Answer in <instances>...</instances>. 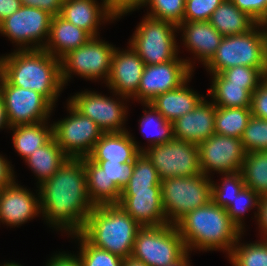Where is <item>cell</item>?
Here are the masks:
<instances>
[{"label": "cell", "instance_id": "cell-41", "mask_svg": "<svg viewBox=\"0 0 267 266\" xmlns=\"http://www.w3.org/2000/svg\"><path fill=\"white\" fill-rule=\"evenodd\" d=\"M246 153L267 151V119L252 116L241 137Z\"/></svg>", "mask_w": 267, "mask_h": 266}, {"label": "cell", "instance_id": "cell-6", "mask_svg": "<svg viewBox=\"0 0 267 266\" xmlns=\"http://www.w3.org/2000/svg\"><path fill=\"white\" fill-rule=\"evenodd\" d=\"M211 179L201 172L194 176L161 180L162 206L168 224L175 225L190 211L211 201Z\"/></svg>", "mask_w": 267, "mask_h": 266}, {"label": "cell", "instance_id": "cell-13", "mask_svg": "<svg viewBox=\"0 0 267 266\" xmlns=\"http://www.w3.org/2000/svg\"><path fill=\"white\" fill-rule=\"evenodd\" d=\"M111 93L118 98L84 90L69 97L68 102L82 115L94 121L103 133L128 131L124 126L128 116V106L124 103L128 98Z\"/></svg>", "mask_w": 267, "mask_h": 266}, {"label": "cell", "instance_id": "cell-16", "mask_svg": "<svg viewBox=\"0 0 267 266\" xmlns=\"http://www.w3.org/2000/svg\"><path fill=\"white\" fill-rule=\"evenodd\" d=\"M198 146L200 170L205 176L211 177L212 171L221 175L241 170L246 156L241 138L214 133Z\"/></svg>", "mask_w": 267, "mask_h": 266}, {"label": "cell", "instance_id": "cell-7", "mask_svg": "<svg viewBox=\"0 0 267 266\" xmlns=\"http://www.w3.org/2000/svg\"><path fill=\"white\" fill-rule=\"evenodd\" d=\"M129 44L145 65H156L178 57L177 25L145 15L137 25Z\"/></svg>", "mask_w": 267, "mask_h": 266}, {"label": "cell", "instance_id": "cell-23", "mask_svg": "<svg viewBox=\"0 0 267 266\" xmlns=\"http://www.w3.org/2000/svg\"><path fill=\"white\" fill-rule=\"evenodd\" d=\"M144 151L128 131L103 133L87 156L90 160L128 163Z\"/></svg>", "mask_w": 267, "mask_h": 266}, {"label": "cell", "instance_id": "cell-48", "mask_svg": "<svg viewBox=\"0 0 267 266\" xmlns=\"http://www.w3.org/2000/svg\"><path fill=\"white\" fill-rule=\"evenodd\" d=\"M45 266H82L78 254L66 253L65 251L55 253Z\"/></svg>", "mask_w": 267, "mask_h": 266}, {"label": "cell", "instance_id": "cell-57", "mask_svg": "<svg viewBox=\"0 0 267 266\" xmlns=\"http://www.w3.org/2000/svg\"><path fill=\"white\" fill-rule=\"evenodd\" d=\"M262 25H263L265 35H266V50H267V21L264 22Z\"/></svg>", "mask_w": 267, "mask_h": 266}, {"label": "cell", "instance_id": "cell-28", "mask_svg": "<svg viewBox=\"0 0 267 266\" xmlns=\"http://www.w3.org/2000/svg\"><path fill=\"white\" fill-rule=\"evenodd\" d=\"M208 22L223 37L247 33L258 24L247 13L240 11L231 0H224Z\"/></svg>", "mask_w": 267, "mask_h": 266}, {"label": "cell", "instance_id": "cell-19", "mask_svg": "<svg viewBox=\"0 0 267 266\" xmlns=\"http://www.w3.org/2000/svg\"><path fill=\"white\" fill-rule=\"evenodd\" d=\"M161 195V187H150V190L142 191H122L118 204L140 226H162L168 223Z\"/></svg>", "mask_w": 267, "mask_h": 266}, {"label": "cell", "instance_id": "cell-50", "mask_svg": "<svg viewBox=\"0 0 267 266\" xmlns=\"http://www.w3.org/2000/svg\"><path fill=\"white\" fill-rule=\"evenodd\" d=\"M258 229L261 232V237L267 238V196L261 197L258 214H257ZM263 233V234H262Z\"/></svg>", "mask_w": 267, "mask_h": 266}, {"label": "cell", "instance_id": "cell-8", "mask_svg": "<svg viewBox=\"0 0 267 266\" xmlns=\"http://www.w3.org/2000/svg\"><path fill=\"white\" fill-rule=\"evenodd\" d=\"M188 252L175 225L141 227L136 234L131 256L147 266H167Z\"/></svg>", "mask_w": 267, "mask_h": 266}, {"label": "cell", "instance_id": "cell-17", "mask_svg": "<svg viewBox=\"0 0 267 266\" xmlns=\"http://www.w3.org/2000/svg\"><path fill=\"white\" fill-rule=\"evenodd\" d=\"M29 190L14 181L0 191V223L15 228L42 215L39 192Z\"/></svg>", "mask_w": 267, "mask_h": 266}, {"label": "cell", "instance_id": "cell-24", "mask_svg": "<svg viewBox=\"0 0 267 266\" xmlns=\"http://www.w3.org/2000/svg\"><path fill=\"white\" fill-rule=\"evenodd\" d=\"M192 75L178 88L159 94L150 102L151 105L170 123L191 112L204 98L188 83Z\"/></svg>", "mask_w": 267, "mask_h": 266}, {"label": "cell", "instance_id": "cell-1", "mask_svg": "<svg viewBox=\"0 0 267 266\" xmlns=\"http://www.w3.org/2000/svg\"><path fill=\"white\" fill-rule=\"evenodd\" d=\"M37 188L42 217L49 227L68 235L79 233L94 207L88 196L83 158H68Z\"/></svg>", "mask_w": 267, "mask_h": 266}, {"label": "cell", "instance_id": "cell-30", "mask_svg": "<svg viewBox=\"0 0 267 266\" xmlns=\"http://www.w3.org/2000/svg\"><path fill=\"white\" fill-rule=\"evenodd\" d=\"M212 85L208 89L216 107L250 108L252 94L244 88V85L230 84L220 74H210Z\"/></svg>", "mask_w": 267, "mask_h": 266}, {"label": "cell", "instance_id": "cell-11", "mask_svg": "<svg viewBox=\"0 0 267 266\" xmlns=\"http://www.w3.org/2000/svg\"><path fill=\"white\" fill-rule=\"evenodd\" d=\"M69 116L53 122V138L69 158L87 157L103 131L89 117L78 112L68 101Z\"/></svg>", "mask_w": 267, "mask_h": 266}, {"label": "cell", "instance_id": "cell-20", "mask_svg": "<svg viewBox=\"0 0 267 266\" xmlns=\"http://www.w3.org/2000/svg\"><path fill=\"white\" fill-rule=\"evenodd\" d=\"M216 106L205 98L189 113L173 122L174 139L193 144L208 139L215 133Z\"/></svg>", "mask_w": 267, "mask_h": 266}, {"label": "cell", "instance_id": "cell-56", "mask_svg": "<svg viewBox=\"0 0 267 266\" xmlns=\"http://www.w3.org/2000/svg\"><path fill=\"white\" fill-rule=\"evenodd\" d=\"M0 266H22L21 264L15 263V262H5L3 265L0 264Z\"/></svg>", "mask_w": 267, "mask_h": 266}, {"label": "cell", "instance_id": "cell-35", "mask_svg": "<svg viewBox=\"0 0 267 266\" xmlns=\"http://www.w3.org/2000/svg\"><path fill=\"white\" fill-rule=\"evenodd\" d=\"M75 238L80 245L78 256L82 266H122L124 259L104 249L91 245L80 233H75Z\"/></svg>", "mask_w": 267, "mask_h": 266}, {"label": "cell", "instance_id": "cell-45", "mask_svg": "<svg viewBox=\"0 0 267 266\" xmlns=\"http://www.w3.org/2000/svg\"><path fill=\"white\" fill-rule=\"evenodd\" d=\"M109 14L116 20L146 6L147 0H105Z\"/></svg>", "mask_w": 267, "mask_h": 266}, {"label": "cell", "instance_id": "cell-37", "mask_svg": "<svg viewBox=\"0 0 267 266\" xmlns=\"http://www.w3.org/2000/svg\"><path fill=\"white\" fill-rule=\"evenodd\" d=\"M220 183L212 180L211 200L218 206L227 208L245 186L241 172L221 174ZM218 183V184H217Z\"/></svg>", "mask_w": 267, "mask_h": 266}, {"label": "cell", "instance_id": "cell-29", "mask_svg": "<svg viewBox=\"0 0 267 266\" xmlns=\"http://www.w3.org/2000/svg\"><path fill=\"white\" fill-rule=\"evenodd\" d=\"M10 130L13 131L12 143L14 149L23 160L53 138V126L52 124L48 126V121L15 125Z\"/></svg>", "mask_w": 267, "mask_h": 266}, {"label": "cell", "instance_id": "cell-12", "mask_svg": "<svg viewBox=\"0 0 267 266\" xmlns=\"http://www.w3.org/2000/svg\"><path fill=\"white\" fill-rule=\"evenodd\" d=\"M142 153L157 169L161 180L201 173L197 144L173 138L169 142L146 148Z\"/></svg>", "mask_w": 267, "mask_h": 266}, {"label": "cell", "instance_id": "cell-25", "mask_svg": "<svg viewBox=\"0 0 267 266\" xmlns=\"http://www.w3.org/2000/svg\"><path fill=\"white\" fill-rule=\"evenodd\" d=\"M91 38L92 36L84 29L56 15L52 16L50 34L43 49L53 57L61 59L70 50L86 44Z\"/></svg>", "mask_w": 267, "mask_h": 266}, {"label": "cell", "instance_id": "cell-52", "mask_svg": "<svg viewBox=\"0 0 267 266\" xmlns=\"http://www.w3.org/2000/svg\"><path fill=\"white\" fill-rule=\"evenodd\" d=\"M2 128H8V130L11 128L9 123H8V119H7V115H6V109L4 106V102H3V98L0 96V130Z\"/></svg>", "mask_w": 267, "mask_h": 266}, {"label": "cell", "instance_id": "cell-22", "mask_svg": "<svg viewBox=\"0 0 267 266\" xmlns=\"http://www.w3.org/2000/svg\"><path fill=\"white\" fill-rule=\"evenodd\" d=\"M64 0L60 16L66 21L87 31L92 37L99 36L101 23L113 22L105 0Z\"/></svg>", "mask_w": 267, "mask_h": 266}, {"label": "cell", "instance_id": "cell-53", "mask_svg": "<svg viewBox=\"0 0 267 266\" xmlns=\"http://www.w3.org/2000/svg\"><path fill=\"white\" fill-rule=\"evenodd\" d=\"M122 266H147V265L144 264L142 261H140V260H138L132 256H129V257L124 259Z\"/></svg>", "mask_w": 267, "mask_h": 266}, {"label": "cell", "instance_id": "cell-3", "mask_svg": "<svg viewBox=\"0 0 267 266\" xmlns=\"http://www.w3.org/2000/svg\"><path fill=\"white\" fill-rule=\"evenodd\" d=\"M175 226L189 252L221 250L229 255L234 244L244 234L230 219L227 210L212 200L190 211Z\"/></svg>", "mask_w": 267, "mask_h": 266}, {"label": "cell", "instance_id": "cell-27", "mask_svg": "<svg viewBox=\"0 0 267 266\" xmlns=\"http://www.w3.org/2000/svg\"><path fill=\"white\" fill-rule=\"evenodd\" d=\"M69 157L52 138L47 144L36 149L24 161L37 178V187L51 178Z\"/></svg>", "mask_w": 267, "mask_h": 266}, {"label": "cell", "instance_id": "cell-55", "mask_svg": "<svg viewBox=\"0 0 267 266\" xmlns=\"http://www.w3.org/2000/svg\"><path fill=\"white\" fill-rule=\"evenodd\" d=\"M3 79V55L0 57V84Z\"/></svg>", "mask_w": 267, "mask_h": 266}, {"label": "cell", "instance_id": "cell-2", "mask_svg": "<svg viewBox=\"0 0 267 266\" xmlns=\"http://www.w3.org/2000/svg\"><path fill=\"white\" fill-rule=\"evenodd\" d=\"M3 76L14 86L36 91L55 107L64 85L61 60L44 49L14 50L3 56Z\"/></svg>", "mask_w": 267, "mask_h": 266}, {"label": "cell", "instance_id": "cell-38", "mask_svg": "<svg viewBox=\"0 0 267 266\" xmlns=\"http://www.w3.org/2000/svg\"><path fill=\"white\" fill-rule=\"evenodd\" d=\"M260 199L261 197L256 192L244 186L233 199V202L226 208L230 219L238 226V228L242 232H245V224L243 223V218L245 219L244 214L247 211L255 208L257 209V211L254 212V216L256 219Z\"/></svg>", "mask_w": 267, "mask_h": 266}, {"label": "cell", "instance_id": "cell-26", "mask_svg": "<svg viewBox=\"0 0 267 266\" xmlns=\"http://www.w3.org/2000/svg\"><path fill=\"white\" fill-rule=\"evenodd\" d=\"M83 164L87 175L88 196L93 206L118 204L122 190L88 157H83Z\"/></svg>", "mask_w": 267, "mask_h": 266}, {"label": "cell", "instance_id": "cell-47", "mask_svg": "<svg viewBox=\"0 0 267 266\" xmlns=\"http://www.w3.org/2000/svg\"><path fill=\"white\" fill-rule=\"evenodd\" d=\"M22 5L47 11L52 16L60 15L64 0H20Z\"/></svg>", "mask_w": 267, "mask_h": 266}, {"label": "cell", "instance_id": "cell-46", "mask_svg": "<svg viewBox=\"0 0 267 266\" xmlns=\"http://www.w3.org/2000/svg\"><path fill=\"white\" fill-rule=\"evenodd\" d=\"M250 110L252 116L267 119V77L252 93Z\"/></svg>", "mask_w": 267, "mask_h": 266}, {"label": "cell", "instance_id": "cell-21", "mask_svg": "<svg viewBox=\"0 0 267 266\" xmlns=\"http://www.w3.org/2000/svg\"><path fill=\"white\" fill-rule=\"evenodd\" d=\"M182 32L184 46L204 66L215 55L223 36L208 21L182 22L177 25Z\"/></svg>", "mask_w": 267, "mask_h": 266}, {"label": "cell", "instance_id": "cell-51", "mask_svg": "<svg viewBox=\"0 0 267 266\" xmlns=\"http://www.w3.org/2000/svg\"><path fill=\"white\" fill-rule=\"evenodd\" d=\"M21 6L20 0H0V22L11 16Z\"/></svg>", "mask_w": 267, "mask_h": 266}, {"label": "cell", "instance_id": "cell-39", "mask_svg": "<svg viewBox=\"0 0 267 266\" xmlns=\"http://www.w3.org/2000/svg\"><path fill=\"white\" fill-rule=\"evenodd\" d=\"M219 74L230 84L244 85L252 94L267 77V69L240 65L223 70Z\"/></svg>", "mask_w": 267, "mask_h": 266}, {"label": "cell", "instance_id": "cell-33", "mask_svg": "<svg viewBox=\"0 0 267 266\" xmlns=\"http://www.w3.org/2000/svg\"><path fill=\"white\" fill-rule=\"evenodd\" d=\"M251 117L250 108L216 107L215 134L241 138Z\"/></svg>", "mask_w": 267, "mask_h": 266}, {"label": "cell", "instance_id": "cell-15", "mask_svg": "<svg viewBox=\"0 0 267 266\" xmlns=\"http://www.w3.org/2000/svg\"><path fill=\"white\" fill-rule=\"evenodd\" d=\"M190 59L175 58L156 65H145L137 90L139 103H150L159 94L181 86L191 75L194 65Z\"/></svg>", "mask_w": 267, "mask_h": 266}, {"label": "cell", "instance_id": "cell-14", "mask_svg": "<svg viewBox=\"0 0 267 266\" xmlns=\"http://www.w3.org/2000/svg\"><path fill=\"white\" fill-rule=\"evenodd\" d=\"M10 127L50 120L54 107L39 93L12 85L4 76L0 84Z\"/></svg>", "mask_w": 267, "mask_h": 266}, {"label": "cell", "instance_id": "cell-31", "mask_svg": "<svg viewBox=\"0 0 267 266\" xmlns=\"http://www.w3.org/2000/svg\"><path fill=\"white\" fill-rule=\"evenodd\" d=\"M142 105L146 108L144 115L138 121L139 129L150 143L148 147H144V150L171 141L174 138L173 123L167 121L150 103H142Z\"/></svg>", "mask_w": 267, "mask_h": 266}, {"label": "cell", "instance_id": "cell-44", "mask_svg": "<svg viewBox=\"0 0 267 266\" xmlns=\"http://www.w3.org/2000/svg\"><path fill=\"white\" fill-rule=\"evenodd\" d=\"M240 10L247 13L258 24L267 21V0H231Z\"/></svg>", "mask_w": 267, "mask_h": 266}, {"label": "cell", "instance_id": "cell-36", "mask_svg": "<svg viewBox=\"0 0 267 266\" xmlns=\"http://www.w3.org/2000/svg\"><path fill=\"white\" fill-rule=\"evenodd\" d=\"M150 187H161V179L157 169L141 153L135 160L134 170L129 183L122 191L150 190Z\"/></svg>", "mask_w": 267, "mask_h": 266}, {"label": "cell", "instance_id": "cell-32", "mask_svg": "<svg viewBox=\"0 0 267 266\" xmlns=\"http://www.w3.org/2000/svg\"><path fill=\"white\" fill-rule=\"evenodd\" d=\"M244 184L260 197L267 196V151L246 153L240 170Z\"/></svg>", "mask_w": 267, "mask_h": 266}, {"label": "cell", "instance_id": "cell-10", "mask_svg": "<svg viewBox=\"0 0 267 266\" xmlns=\"http://www.w3.org/2000/svg\"><path fill=\"white\" fill-rule=\"evenodd\" d=\"M51 19L47 11L22 5L0 22V33L16 44V50L43 49L50 34Z\"/></svg>", "mask_w": 267, "mask_h": 266}, {"label": "cell", "instance_id": "cell-43", "mask_svg": "<svg viewBox=\"0 0 267 266\" xmlns=\"http://www.w3.org/2000/svg\"><path fill=\"white\" fill-rule=\"evenodd\" d=\"M224 0H186L183 22L208 21Z\"/></svg>", "mask_w": 267, "mask_h": 266}, {"label": "cell", "instance_id": "cell-4", "mask_svg": "<svg viewBox=\"0 0 267 266\" xmlns=\"http://www.w3.org/2000/svg\"><path fill=\"white\" fill-rule=\"evenodd\" d=\"M141 227L119 204L100 205L93 207L79 233L91 245L125 259Z\"/></svg>", "mask_w": 267, "mask_h": 266}, {"label": "cell", "instance_id": "cell-54", "mask_svg": "<svg viewBox=\"0 0 267 266\" xmlns=\"http://www.w3.org/2000/svg\"><path fill=\"white\" fill-rule=\"evenodd\" d=\"M191 252H187L180 260L175 262L174 264L167 265V266H191V263L189 261V255Z\"/></svg>", "mask_w": 267, "mask_h": 266}, {"label": "cell", "instance_id": "cell-40", "mask_svg": "<svg viewBox=\"0 0 267 266\" xmlns=\"http://www.w3.org/2000/svg\"><path fill=\"white\" fill-rule=\"evenodd\" d=\"M186 0H147L149 12L147 15L178 25L183 22Z\"/></svg>", "mask_w": 267, "mask_h": 266}, {"label": "cell", "instance_id": "cell-34", "mask_svg": "<svg viewBox=\"0 0 267 266\" xmlns=\"http://www.w3.org/2000/svg\"><path fill=\"white\" fill-rule=\"evenodd\" d=\"M241 237L227 255L232 266H267V238L242 244Z\"/></svg>", "mask_w": 267, "mask_h": 266}, {"label": "cell", "instance_id": "cell-49", "mask_svg": "<svg viewBox=\"0 0 267 266\" xmlns=\"http://www.w3.org/2000/svg\"><path fill=\"white\" fill-rule=\"evenodd\" d=\"M11 162L5 159V157L0 154V191L11 185L15 180L14 167H12Z\"/></svg>", "mask_w": 267, "mask_h": 266}, {"label": "cell", "instance_id": "cell-5", "mask_svg": "<svg viewBox=\"0 0 267 266\" xmlns=\"http://www.w3.org/2000/svg\"><path fill=\"white\" fill-rule=\"evenodd\" d=\"M240 65L267 69L266 35L262 24L247 33L223 37L205 68L209 74H219Z\"/></svg>", "mask_w": 267, "mask_h": 266}, {"label": "cell", "instance_id": "cell-18", "mask_svg": "<svg viewBox=\"0 0 267 266\" xmlns=\"http://www.w3.org/2000/svg\"><path fill=\"white\" fill-rule=\"evenodd\" d=\"M144 67L145 63L132 46L129 45L127 50L116 48L106 86L115 94L137 101V90Z\"/></svg>", "mask_w": 267, "mask_h": 266}, {"label": "cell", "instance_id": "cell-42", "mask_svg": "<svg viewBox=\"0 0 267 266\" xmlns=\"http://www.w3.org/2000/svg\"><path fill=\"white\" fill-rule=\"evenodd\" d=\"M100 166L110 181L123 190L129 183L134 170L135 161L128 163L109 162L108 160H91Z\"/></svg>", "mask_w": 267, "mask_h": 266}, {"label": "cell", "instance_id": "cell-9", "mask_svg": "<svg viewBox=\"0 0 267 266\" xmlns=\"http://www.w3.org/2000/svg\"><path fill=\"white\" fill-rule=\"evenodd\" d=\"M116 47L100 37H92L86 44L70 50L61 60V79L63 85L77 74L88 80H104L110 76L112 56Z\"/></svg>", "mask_w": 267, "mask_h": 266}]
</instances>
